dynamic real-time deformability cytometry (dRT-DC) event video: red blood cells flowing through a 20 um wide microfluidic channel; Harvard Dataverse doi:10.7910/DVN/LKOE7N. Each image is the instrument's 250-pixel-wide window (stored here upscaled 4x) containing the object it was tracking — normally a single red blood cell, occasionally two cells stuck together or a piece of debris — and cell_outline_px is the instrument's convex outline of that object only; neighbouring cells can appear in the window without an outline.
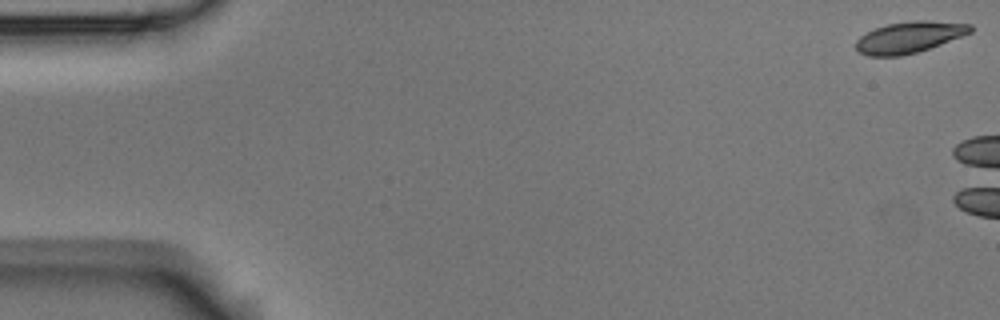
{"species": "Egyptian fruit bat (a non-hibernating species)", "species_latin": "Rousettus aegyptiacus", "temperature_condition": "room temperature", "stored_images_in_passage": 2, "camera_frame_rate_fps": 3000, "um_per_image_px": 0.085, "animal": {"sex": "male"}, "frame": {"image": 1, "passage_image": 1, "time_ms": 0.0, "image_size_px": [1000, 320], "cell_outline_px": [[972, 32], [940, 44], [916, 52], [900, 56], [868, 56], [860, 52], [856, 48], [856, 40], [860, 36], [876, 28], [888, 24], [912, 20], [928, 20], [972, 24]], "centroid_in_image_um": [77.29, 3.15], "position_along_channel_um": 7.7, "area_um2": 20.69}}